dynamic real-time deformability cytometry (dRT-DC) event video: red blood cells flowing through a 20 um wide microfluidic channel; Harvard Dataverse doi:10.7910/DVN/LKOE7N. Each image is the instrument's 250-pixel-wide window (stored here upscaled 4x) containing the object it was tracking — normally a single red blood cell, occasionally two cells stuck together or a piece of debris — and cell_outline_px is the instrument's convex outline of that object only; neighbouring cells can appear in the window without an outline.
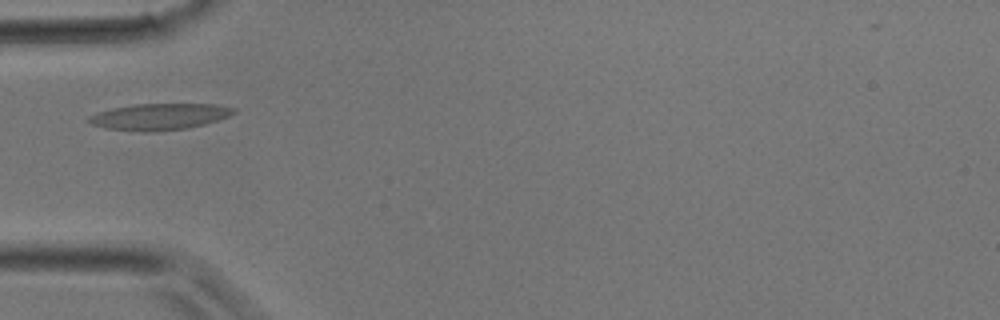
{"species": "common noctule bat (a hibernating species)", "species_latin": "Nyctalus noctula", "temperature_condition": "room temperature", "stored_images_in_passage": 27, "camera_frame_rate_fps": 3000, "um_per_image_px": 0.085, "animal": {"sex": "male", "body_mass_g": 17.9}, "frame": {"image": 1, "passage_image": 1, "time_ms": 0.0, "image_size_px": [1000, 320], "cell_outline_px": [[236, 112], [220, 120], [188, 128], [152, 132], [104, 128], [92, 124], [88, 120], [88, 116], [112, 108], [132, 104], [216, 104], [236, 108]], "centroid_in_image_um": [13.59, 9.91], "position_along_channel_um": 71.4, "area_um2": 22.25}}
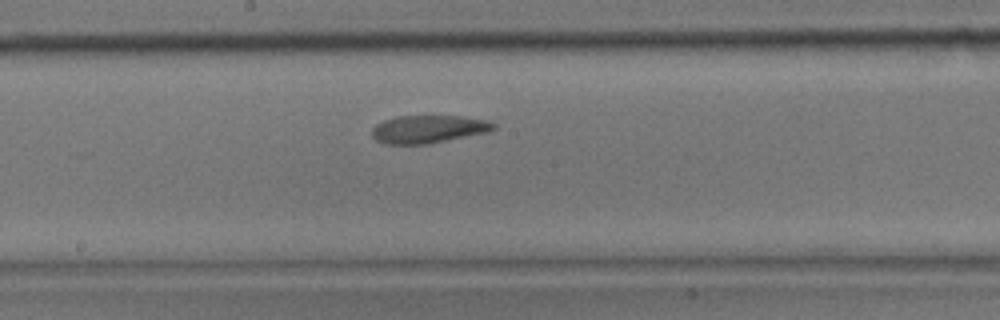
{"frame": {"image": 2, "passage_image": 9, "time_ms": 2.667, "image_size_px": [1000, 320], "cell_outline_px": [[496, 128], [488, 132], [428, 144], [384, 144], [376, 140], [372, 136], [372, 128], [376, 124], [384, 120], [396, 116], [460, 116], [484, 120], [496, 124]], "centroid_in_image_um": [36.38, 10.98], "position_along_channel_um": 211.8, "area_um2": 19.71}}
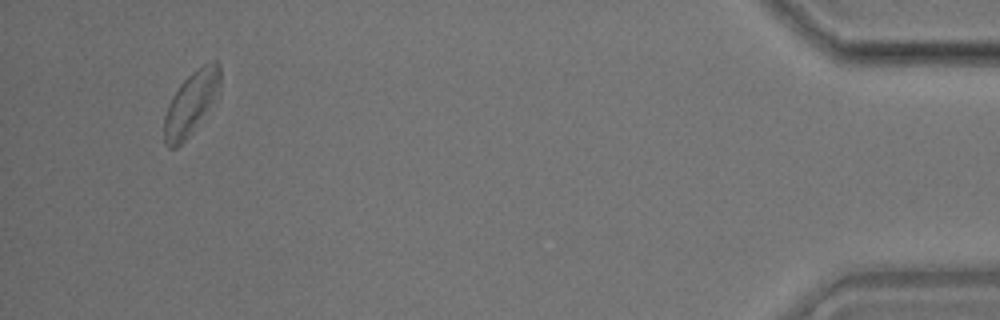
{"frame": {"image": 3, "passage_image": 25, "time_ms": 8.0, "image_size_px": [1000, 320], "cell_outline_px": [[220, 84], [212, 100], [192, 132], [176, 148], [168, 148], [164, 144], [164, 116], [168, 104], [172, 96], [180, 84], [192, 72], [204, 64], [212, 60], [216, 60], [220, 64]], "centroid_in_image_um": [16.19, 8.76], "position_along_channel_um": 419.0, "area_um2": 20.0}}